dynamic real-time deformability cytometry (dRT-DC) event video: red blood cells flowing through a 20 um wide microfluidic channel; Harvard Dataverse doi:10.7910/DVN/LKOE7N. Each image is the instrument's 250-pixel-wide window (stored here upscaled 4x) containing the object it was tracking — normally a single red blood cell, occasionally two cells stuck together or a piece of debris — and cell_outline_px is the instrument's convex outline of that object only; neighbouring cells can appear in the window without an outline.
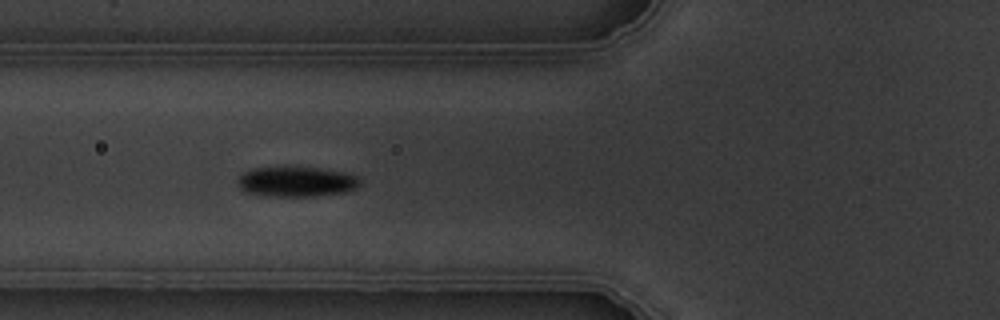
{"species": "common noctule bat (a hibernating species)", "species_latin": "Nyctalus noctula", "temperature_condition": "warm", "stored_images_in_passage": 6, "camera_frame_rate_fps": 3000, "um_per_image_px": 0.085, "animal": {"sex": "male", "body_mass_g": 19.5, "forearm_length_mm": 54.6}, "frame": {"image": 1, "passage_image": 6, "time_ms": 5.667, "image_size_px": [1000, 320], "cell_outline_px": [[364, 184], [356, 188], [344, 192], [316, 196], [268, 196], [244, 192], [236, 184], [236, 180], [244, 172], [252, 168], [316, 168], [344, 172], [356, 176]], "centroid_in_image_um": [25.19, 15.46], "position_along_channel_um": 100.6, "area_um2": 21.39}}